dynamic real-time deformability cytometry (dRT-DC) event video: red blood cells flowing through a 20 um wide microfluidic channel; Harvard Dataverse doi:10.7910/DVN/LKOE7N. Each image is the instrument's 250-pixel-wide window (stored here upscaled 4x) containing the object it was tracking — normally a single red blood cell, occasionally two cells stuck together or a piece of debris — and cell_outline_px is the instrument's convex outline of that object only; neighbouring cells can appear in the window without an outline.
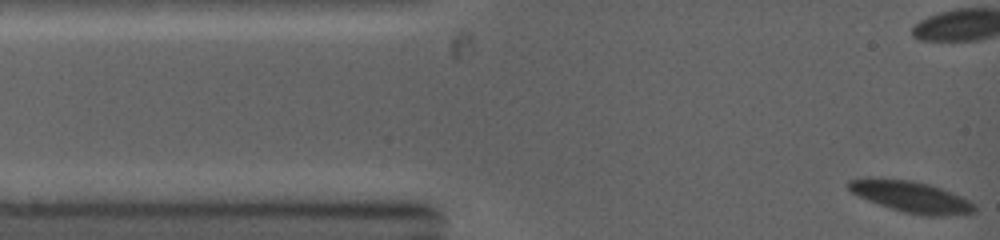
{"species": "common noctule bat (a hibernating species)", "species_latin": "Nyctalus noctula", "temperature_condition": "warm", "stored_images_in_passage": 29, "camera_frame_rate_fps": 5000, "um_per_image_px": 0.085, "animal": {"sex": "female", "body_mass_g": 19.0, "forearm_length_mm": 53.3}, "frame": {"image": 1, "passage_image": 1, "time_ms": 0.0, "image_size_px": [1000, 240], "cell_outline_px": [[976, 212], [968, 216], [928, 216], [904, 212], [868, 200], [852, 192], [848, 188], [848, 180], [868, 176], [912, 180], [928, 184], [952, 192], [976, 204]], "centroid_in_image_um": [77.5, 16.72], "position_along_channel_um": 7.5, "area_um2": 23.35}}